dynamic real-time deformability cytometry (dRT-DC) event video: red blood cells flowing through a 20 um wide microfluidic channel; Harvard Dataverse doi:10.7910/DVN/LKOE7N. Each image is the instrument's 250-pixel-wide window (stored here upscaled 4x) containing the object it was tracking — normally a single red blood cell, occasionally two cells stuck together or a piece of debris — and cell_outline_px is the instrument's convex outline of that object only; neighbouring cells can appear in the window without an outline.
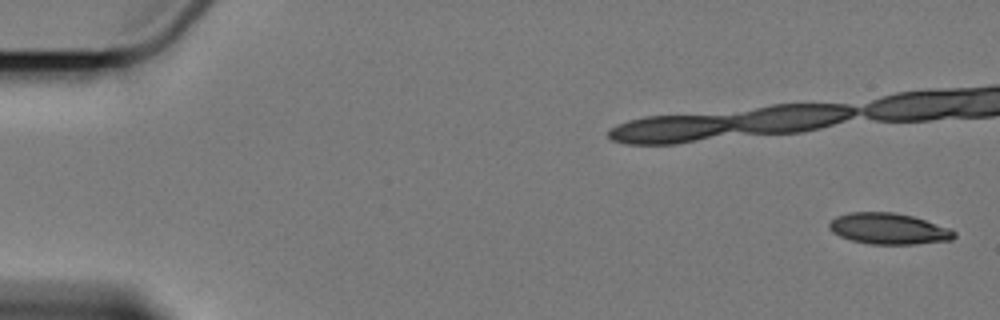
{"species": "Egyptian fruit bat (a non-hibernating species)", "species_latin": "Rousettus aegyptiacus", "temperature_condition": "cold", "stored_images_in_passage": 17, "camera_frame_rate_fps": 3000, "um_per_image_px": 0.085, "animal": {"sex": "female"}, "frame": {"image": 1, "passage_image": 1, "time_ms": 0.0, "image_size_px": [1000, 320], "cell_outline_px": [[956, 236], [952, 240], [916, 244], [872, 244], [852, 240], [840, 236], [832, 232], [828, 228], [828, 224], [836, 216], [848, 212], [892, 212], [912, 216], [948, 228], [956, 232]], "centroid_in_image_um": [75.51, 19.44], "position_along_channel_um": 9.5, "area_um2": 22.54}}
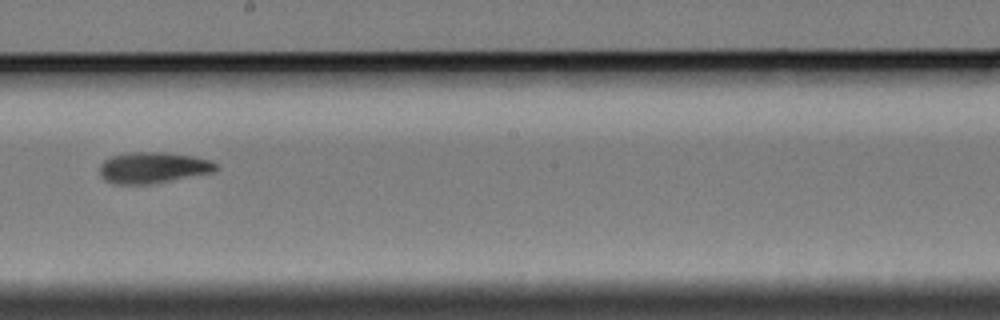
{"frame": {"image": 2, "passage_image": 11, "time_ms": 12.667, "image_size_px": [1000, 320], "cell_outline_px": [[220, 168], [212, 172], [152, 184], [116, 184], [104, 180], [100, 176], [100, 164], [104, 160], [112, 156], [132, 152], [164, 152], [192, 156], [212, 160]], "centroid_in_image_um": [13.0, 14.25], "position_along_channel_um": 235.2, "area_um2": 21.1}}
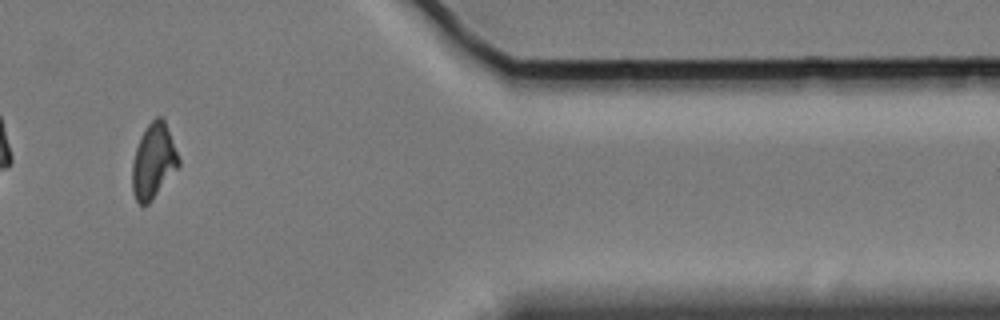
{"frame": {"image": 3, "passage_image": 15, "time_ms": 18.333, "image_size_px": [1000, 320], "cell_outline_px": [[180, 168], [148, 204], [140, 204], [136, 200], [132, 192], [132, 164], [136, 148], [140, 136], [144, 128], [156, 116], [160, 116], [164, 120], [180, 160]], "centroid_in_image_um": [13.05, 13.71], "position_along_channel_um": 398.3, "area_um2": 20.35}}